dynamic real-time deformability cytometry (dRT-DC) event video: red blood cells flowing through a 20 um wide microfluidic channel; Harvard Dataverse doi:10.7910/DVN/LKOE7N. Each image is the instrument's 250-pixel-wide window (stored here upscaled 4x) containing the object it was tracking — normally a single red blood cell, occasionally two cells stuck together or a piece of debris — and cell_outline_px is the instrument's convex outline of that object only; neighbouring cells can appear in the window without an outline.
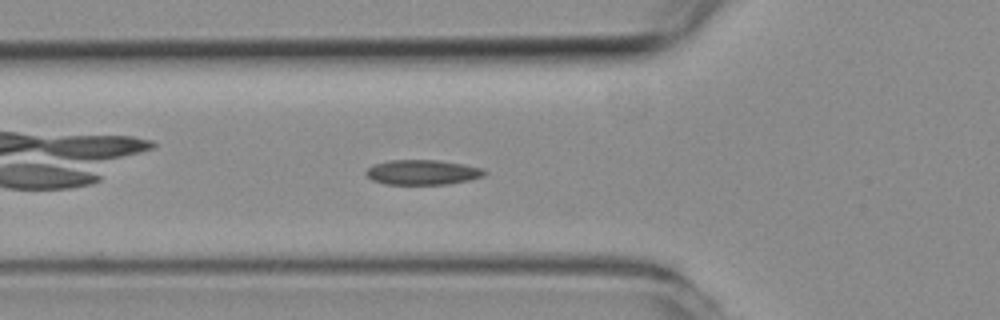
{"species": "common noctule bat (a hibernating species)", "species_latin": "Nyctalus noctula", "temperature_condition": "room temperature", "stored_images_in_passage": 41, "camera_frame_rate_fps": 3000, "um_per_image_px": 0.085, "animal": {"sex": "female", "body_mass_g": 19.3, "forearm_length_mm": 54.1}, "frame": {"image": 1, "passage_image": 6, "time_ms": 1.667, "image_size_px": [1000, 320], "cell_outline_px": [[488, 172], [484, 176], [468, 180], [448, 184], [384, 184], [372, 180], [364, 172], [372, 164], [388, 160], [436, 160], [464, 164], [484, 168]], "centroid_in_image_um": [35.91, 14.64], "position_along_channel_um": 89.9, "area_um2": 17.34}}
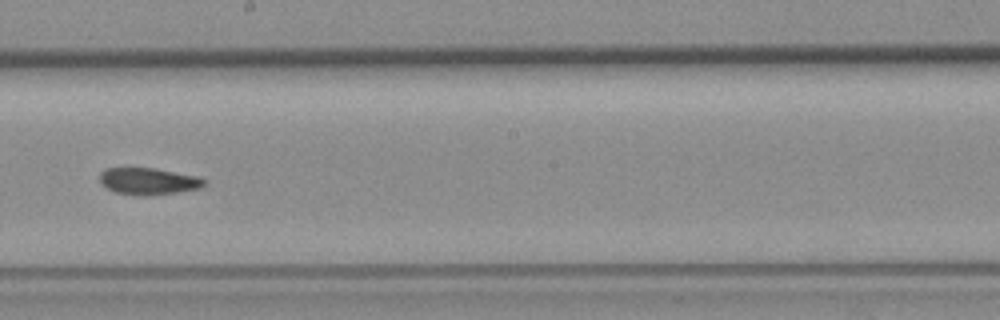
{"frame": {"image": 2, "passage_image": 17, "time_ms": 5.333, "image_size_px": [1000, 320], "cell_outline_px": [[208, 180], [200, 188], [176, 192], [148, 196], [140, 196], [116, 192], [100, 184], [100, 172], [104, 168], [156, 168], [200, 176]], "centroid_in_image_um": [12.63, 15.39], "position_along_channel_um": 235.6, "area_um2": 16.53}}
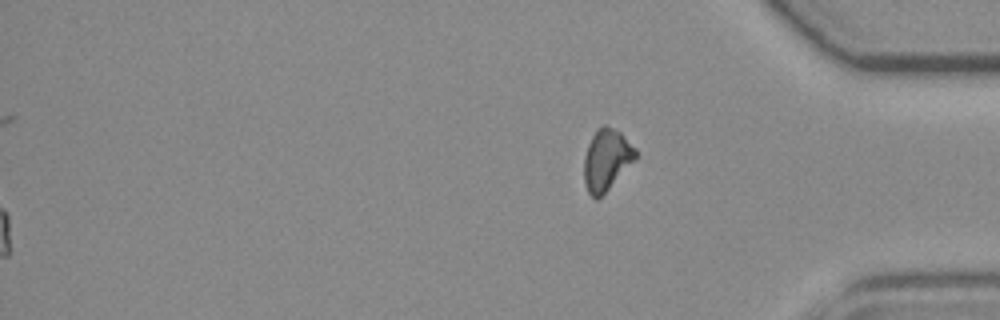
{"frame": {"image": 3, "passage_image": 41, "time_ms": 13.333, "image_size_px": [1000, 320], "cell_outline_px": [[636, 160], [596, 200], [588, 192], [584, 184], [584, 156], [588, 144], [592, 136], [604, 124], [620, 132], [636, 148]], "centroid_in_image_um": [51.55, 13.58], "position_along_channel_um": 383.6, "area_um2": 18.15}, "authors_computed_cell_mechanics": {"area_um2": 16.5308, "velocity_mm_per_s": 3.9713, "shape_relaxation_time_tau1_ms": null, "shape_relaxation_time_tau2_ms": 5.1518, "deformation_change_tau1": null, "deformation_change_tau2": 0.0903}}